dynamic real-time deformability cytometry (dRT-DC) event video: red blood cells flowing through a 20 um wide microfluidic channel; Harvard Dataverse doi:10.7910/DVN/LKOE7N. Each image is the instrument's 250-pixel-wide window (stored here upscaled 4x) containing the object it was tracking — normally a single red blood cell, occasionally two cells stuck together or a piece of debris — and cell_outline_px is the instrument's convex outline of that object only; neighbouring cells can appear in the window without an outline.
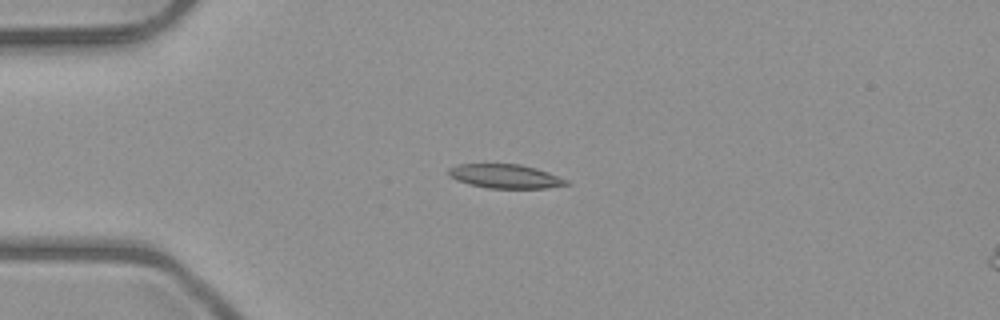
{"species": "common noctule bat (a hibernating species)", "species_latin": "Nyctalus noctula", "temperature_condition": "room temperature", "stored_images_in_passage": 5, "camera_frame_rate_fps": 3000, "um_per_image_px": 0.085, "animal": {"sex": "male", "body_mass_g": 23.1, "forearm_length_mm": 52.7}, "frame": {"image": 1, "passage_image": 3, "time_ms": 2.0, "image_size_px": [1000, 320], "cell_outline_px": [[572, 184], [548, 188], [488, 188], [468, 184], [456, 180], [448, 176], [448, 168], [456, 164], [520, 164], [536, 168], [548, 172], [568, 180]], "centroid_in_image_um": [42.94, 14.98], "position_along_channel_um": 42.1, "area_um2": 16.65}}
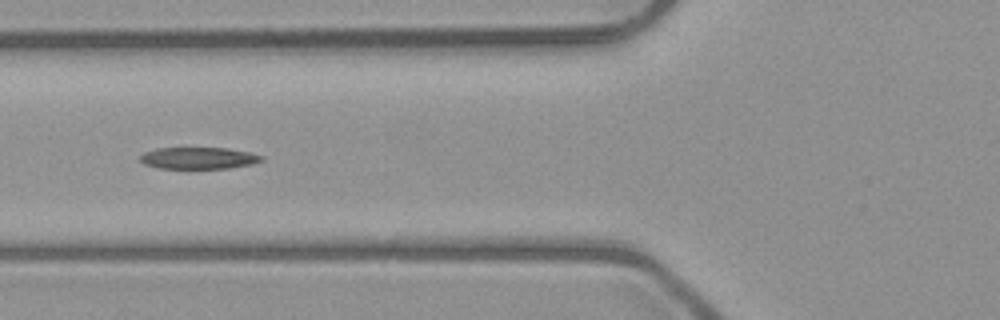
{"frame": {"image": 2, "passage_image": 5, "time_ms": 4.333, "image_size_px": [1000, 320], "cell_outline_px": [[264, 160], [252, 164], [228, 168], [156, 168], [144, 164], [140, 160], [140, 156], [144, 152], [156, 148], [228, 148], [248, 152], [264, 156]], "centroid_in_image_um": [16.87, 13.43], "position_along_channel_um": 108.9, "area_um2": 15.37}}